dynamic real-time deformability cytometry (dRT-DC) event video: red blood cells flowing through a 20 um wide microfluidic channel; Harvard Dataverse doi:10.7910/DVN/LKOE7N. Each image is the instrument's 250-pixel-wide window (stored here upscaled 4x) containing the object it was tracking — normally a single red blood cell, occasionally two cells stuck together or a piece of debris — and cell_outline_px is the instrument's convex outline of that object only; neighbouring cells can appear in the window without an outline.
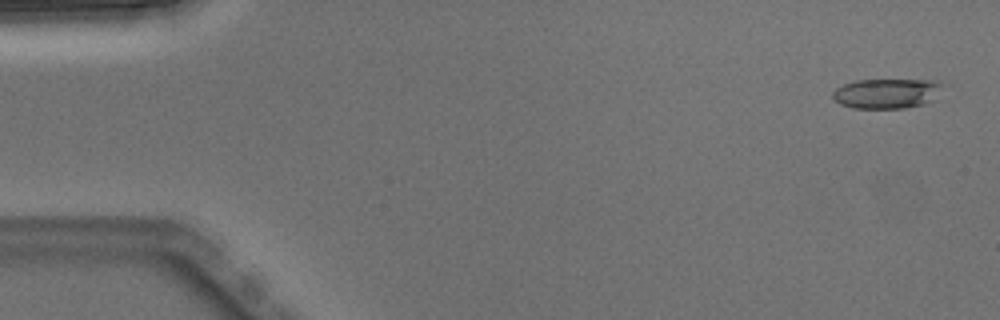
{"species": "Egyptian fruit bat (a non-hibernating species)", "species_latin": "Rousettus aegyptiacus", "temperature_condition": "warm", "stored_images_in_passage": 6, "camera_frame_rate_fps": 3000, "um_per_image_px": 0.085, "animal": {"sex": "male"}, "frame": {"image": 1, "passage_image": 1, "time_ms": 0.0, "image_size_px": [1000, 320], "cell_outline_px": [[940, 84], [928, 100], [924, 104], [904, 108], [852, 108], [840, 104], [832, 96], [832, 92], [836, 88], [844, 84], [856, 80], [932, 80]], "centroid_in_image_um": [75.21, 7.95], "position_along_channel_um": 9.8, "area_um2": 18.44}}